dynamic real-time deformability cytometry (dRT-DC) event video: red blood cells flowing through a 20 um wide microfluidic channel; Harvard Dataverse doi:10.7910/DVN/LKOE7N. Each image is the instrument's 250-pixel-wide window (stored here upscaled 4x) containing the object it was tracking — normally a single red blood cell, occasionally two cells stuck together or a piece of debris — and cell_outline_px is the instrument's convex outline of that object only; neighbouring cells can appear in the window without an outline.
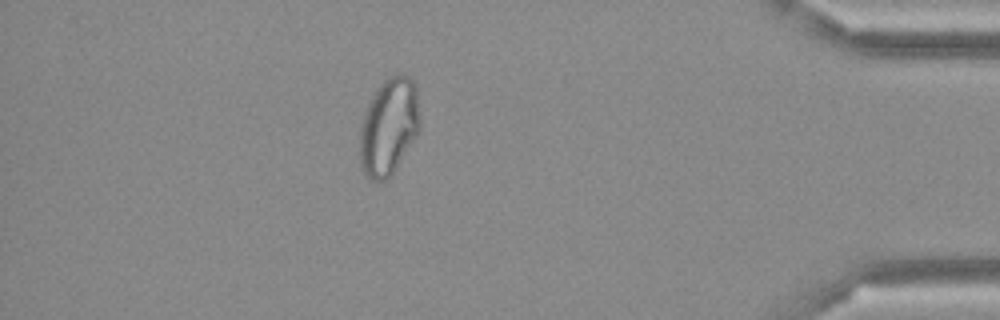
{"species": "Egyptian fruit bat (a non-hibernating species)", "species_latin": "Rousettus aegyptiacus", "temperature_condition": "cold", "stored_images_in_passage": 46, "camera_frame_rate_fps": 3000, "um_per_image_px": 0.085, "frame": {"image": 1, "passage_image": 40, "time_ms": 13.0, "image_size_px": [1000, 320], "cell_outline_px": [[420, 128], [416, 136], [396, 168], [384, 180], [372, 180], [364, 172], [360, 164], [360, 124], [364, 112], [372, 96], [380, 84], [384, 80], [400, 72], [404, 72], [416, 84], [420, 120]], "centroid_in_image_um": [33.06, 10.71], "position_along_channel_um": 402.1, "area_um2": 33.93}}